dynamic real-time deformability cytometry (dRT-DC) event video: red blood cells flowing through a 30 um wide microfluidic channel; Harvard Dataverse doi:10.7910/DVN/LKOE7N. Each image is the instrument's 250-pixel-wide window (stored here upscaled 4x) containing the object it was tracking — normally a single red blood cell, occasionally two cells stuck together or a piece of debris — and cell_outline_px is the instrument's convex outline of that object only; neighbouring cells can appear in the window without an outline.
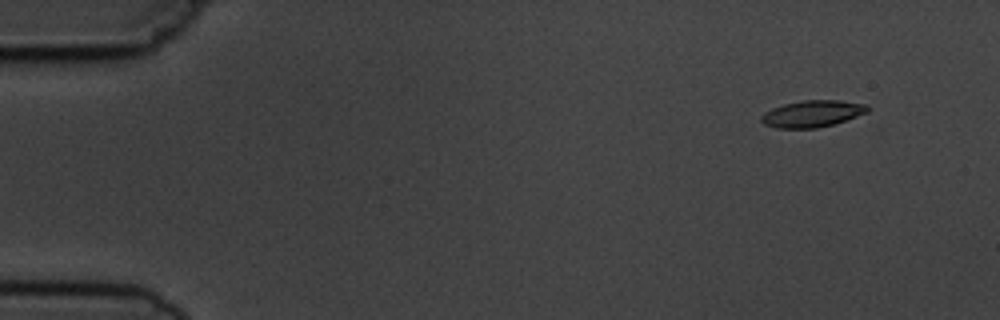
{"species": "common noctule bat (a hibernating species)", "species_latin": "Nyctalus noctula", "temperature_condition": "cold", "stored_images_in_passage": 8, "camera_frame_rate_fps": 3000, "um_per_image_px": 0.085, "animal": {"sex": "male", "body_mass_g": 19.5, "forearm_length_mm": 54.6}, "frame": {"image": 1, "passage_image": 2, "time_ms": 1.333, "image_size_px": [1000, 320], "cell_outline_px": [[872, 108], [868, 112], [832, 124], [816, 128], [776, 128], [764, 124], [760, 120], [760, 116], [764, 112], [772, 108], [784, 104], [804, 100], [840, 100], [868, 104]], "centroid_in_image_um": [69.05, 9.65], "position_along_channel_um": 15.9, "area_um2": 16.59}}
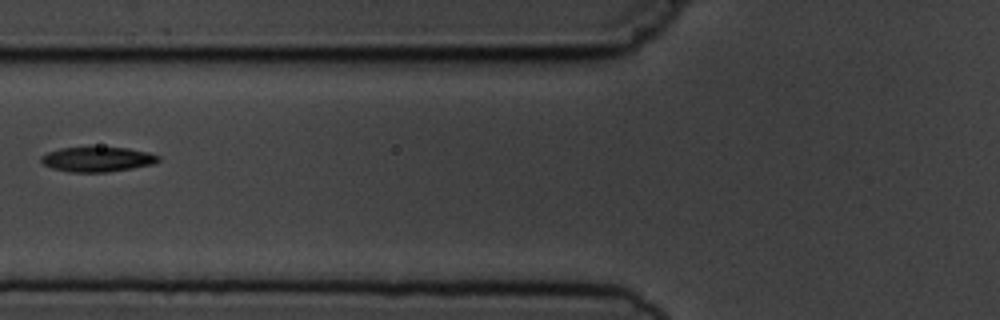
{"frame": {"image": 2, "passage_image": 7, "time_ms": 7.0, "image_size_px": [1000, 320], "cell_outline_px": [[160, 160], [156, 164], [108, 172], [68, 172], [52, 168], [44, 164], [40, 160], [40, 156], [48, 152], [60, 148], [128, 148], [148, 152], [160, 156]], "centroid_in_image_um": [8.3, 13.55], "position_along_channel_um": 117.5, "area_um2": 16.94}}
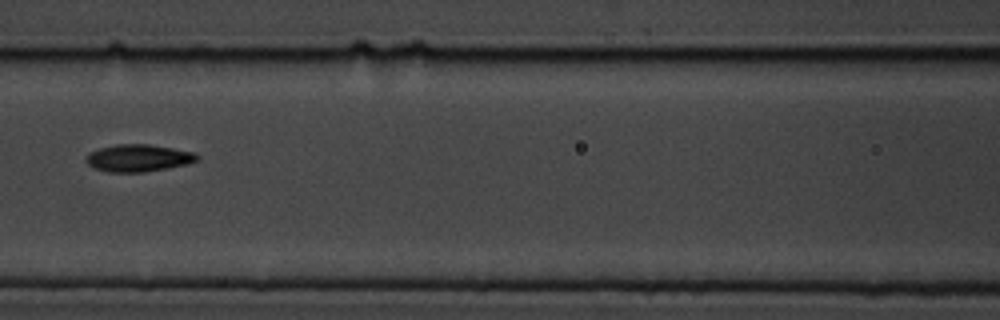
{"frame": {"image": 3, "passage_image": 8, "time_ms": 8.0, "image_size_px": [1000, 320], "cell_outline_px": [[200, 160], [168, 168], [144, 172], [108, 172], [96, 168], [88, 164], [84, 160], [84, 156], [88, 152], [100, 148], [116, 144], [148, 144], [196, 152], [200, 156]], "centroid_in_image_um": [11.75, 13.42], "position_along_channel_um": 154.8, "area_um2": 17.74}}